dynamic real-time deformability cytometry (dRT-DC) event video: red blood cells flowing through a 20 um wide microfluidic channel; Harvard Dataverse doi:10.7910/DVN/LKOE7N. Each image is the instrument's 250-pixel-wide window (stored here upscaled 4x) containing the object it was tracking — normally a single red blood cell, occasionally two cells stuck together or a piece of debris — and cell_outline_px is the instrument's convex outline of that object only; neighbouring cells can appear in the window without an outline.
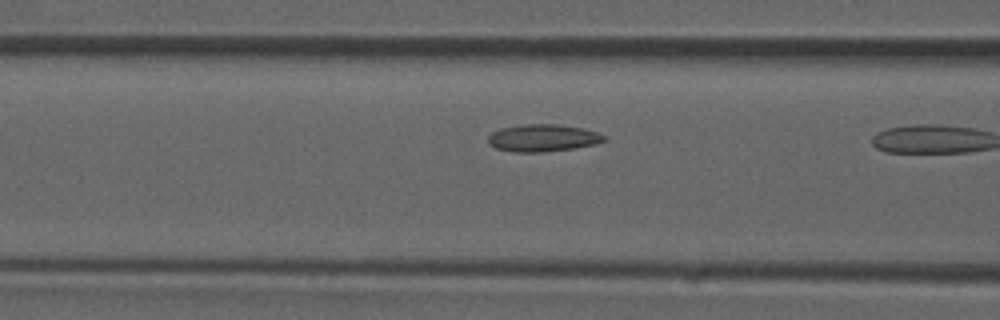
{"species": "common noctule bat (a hibernating species)", "species_latin": "Nyctalus noctula", "temperature_condition": "room temperature", "stored_images_in_passage": 10, "camera_frame_rate_fps": 3000, "um_per_image_px": 0.085, "animal": {"sex": "male", "forearm_length_mm": 52.5}, "frame": {"image": 1, "passage_image": 9, "time_ms": 2.667, "image_size_px": [1000, 320], "cell_outline_px": [[608, 140], [596, 144], [572, 148], [540, 152], [512, 152], [496, 148], [488, 144], [488, 136], [492, 132], [500, 128], [524, 124], [560, 124], [584, 128], [596, 132], [604, 136]], "centroid_in_image_um": [46.13, 11.72], "position_along_channel_um": 120.5, "area_um2": 18.5}}